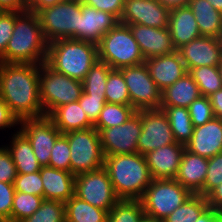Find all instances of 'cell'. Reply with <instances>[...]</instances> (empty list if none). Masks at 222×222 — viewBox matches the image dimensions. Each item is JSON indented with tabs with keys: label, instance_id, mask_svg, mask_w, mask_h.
Here are the masks:
<instances>
[{
	"label": "cell",
	"instance_id": "8fae6325",
	"mask_svg": "<svg viewBox=\"0 0 222 222\" xmlns=\"http://www.w3.org/2000/svg\"><path fill=\"white\" fill-rule=\"evenodd\" d=\"M127 85L130 105L136 110L159 109L161 90L151 78L145 63L119 69Z\"/></svg>",
	"mask_w": 222,
	"mask_h": 222
},
{
	"label": "cell",
	"instance_id": "7402d4cb",
	"mask_svg": "<svg viewBox=\"0 0 222 222\" xmlns=\"http://www.w3.org/2000/svg\"><path fill=\"white\" fill-rule=\"evenodd\" d=\"M208 170V158L184 150L176 180L193 194L203 196V186Z\"/></svg>",
	"mask_w": 222,
	"mask_h": 222
},
{
	"label": "cell",
	"instance_id": "277c9868",
	"mask_svg": "<svg viewBox=\"0 0 222 222\" xmlns=\"http://www.w3.org/2000/svg\"><path fill=\"white\" fill-rule=\"evenodd\" d=\"M98 60V45L82 40L57 39L48 43L46 63L56 72L83 81Z\"/></svg>",
	"mask_w": 222,
	"mask_h": 222
},
{
	"label": "cell",
	"instance_id": "60d3db41",
	"mask_svg": "<svg viewBox=\"0 0 222 222\" xmlns=\"http://www.w3.org/2000/svg\"><path fill=\"white\" fill-rule=\"evenodd\" d=\"M15 192L44 197L43 181L40 171L31 174H17L14 182Z\"/></svg>",
	"mask_w": 222,
	"mask_h": 222
},
{
	"label": "cell",
	"instance_id": "2e32d148",
	"mask_svg": "<svg viewBox=\"0 0 222 222\" xmlns=\"http://www.w3.org/2000/svg\"><path fill=\"white\" fill-rule=\"evenodd\" d=\"M187 72L201 66H218L222 50L216 37L201 36L177 49Z\"/></svg>",
	"mask_w": 222,
	"mask_h": 222
},
{
	"label": "cell",
	"instance_id": "f6af8a7d",
	"mask_svg": "<svg viewBox=\"0 0 222 222\" xmlns=\"http://www.w3.org/2000/svg\"><path fill=\"white\" fill-rule=\"evenodd\" d=\"M15 25V12L5 11L0 16V57L5 53Z\"/></svg>",
	"mask_w": 222,
	"mask_h": 222
},
{
	"label": "cell",
	"instance_id": "11a10c76",
	"mask_svg": "<svg viewBox=\"0 0 222 222\" xmlns=\"http://www.w3.org/2000/svg\"><path fill=\"white\" fill-rule=\"evenodd\" d=\"M169 9L180 6H187L190 0H158Z\"/></svg>",
	"mask_w": 222,
	"mask_h": 222
},
{
	"label": "cell",
	"instance_id": "836d02e7",
	"mask_svg": "<svg viewBox=\"0 0 222 222\" xmlns=\"http://www.w3.org/2000/svg\"><path fill=\"white\" fill-rule=\"evenodd\" d=\"M112 68L97 60L90 68L83 82V91L90 96H105L107 76Z\"/></svg>",
	"mask_w": 222,
	"mask_h": 222
},
{
	"label": "cell",
	"instance_id": "d6a6232c",
	"mask_svg": "<svg viewBox=\"0 0 222 222\" xmlns=\"http://www.w3.org/2000/svg\"><path fill=\"white\" fill-rule=\"evenodd\" d=\"M197 83L201 96L209 97L222 88V78L218 66H201L189 71Z\"/></svg>",
	"mask_w": 222,
	"mask_h": 222
},
{
	"label": "cell",
	"instance_id": "ee69618b",
	"mask_svg": "<svg viewBox=\"0 0 222 222\" xmlns=\"http://www.w3.org/2000/svg\"><path fill=\"white\" fill-rule=\"evenodd\" d=\"M0 147V182L14 184L17 170L6 146Z\"/></svg>",
	"mask_w": 222,
	"mask_h": 222
},
{
	"label": "cell",
	"instance_id": "83f0119b",
	"mask_svg": "<svg viewBox=\"0 0 222 222\" xmlns=\"http://www.w3.org/2000/svg\"><path fill=\"white\" fill-rule=\"evenodd\" d=\"M188 6L194 14L201 36L217 38L222 30V13L208 0H190Z\"/></svg>",
	"mask_w": 222,
	"mask_h": 222
},
{
	"label": "cell",
	"instance_id": "ba28073f",
	"mask_svg": "<svg viewBox=\"0 0 222 222\" xmlns=\"http://www.w3.org/2000/svg\"><path fill=\"white\" fill-rule=\"evenodd\" d=\"M192 195L176 179H152L140 201L145 216L163 221Z\"/></svg>",
	"mask_w": 222,
	"mask_h": 222
},
{
	"label": "cell",
	"instance_id": "52a82bcc",
	"mask_svg": "<svg viewBox=\"0 0 222 222\" xmlns=\"http://www.w3.org/2000/svg\"><path fill=\"white\" fill-rule=\"evenodd\" d=\"M37 14L48 43L57 39L79 40V22L82 17L80 0H63L41 9Z\"/></svg>",
	"mask_w": 222,
	"mask_h": 222
},
{
	"label": "cell",
	"instance_id": "7c38bea8",
	"mask_svg": "<svg viewBox=\"0 0 222 222\" xmlns=\"http://www.w3.org/2000/svg\"><path fill=\"white\" fill-rule=\"evenodd\" d=\"M104 156L138 153V138L142 131L141 115L136 111L119 126L96 129Z\"/></svg>",
	"mask_w": 222,
	"mask_h": 222
},
{
	"label": "cell",
	"instance_id": "ac0fdd59",
	"mask_svg": "<svg viewBox=\"0 0 222 222\" xmlns=\"http://www.w3.org/2000/svg\"><path fill=\"white\" fill-rule=\"evenodd\" d=\"M185 145L173 143L147 152L144 157L153 179H175Z\"/></svg>",
	"mask_w": 222,
	"mask_h": 222
},
{
	"label": "cell",
	"instance_id": "30bf717a",
	"mask_svg": "<svg viewBox=\"0 0 222 222\" xmlns=\"http://www.w3.org/2000/svg\"><path fill=\"white\" fill-rule=\"evenodd\" d=\"M74 195L107 212L120 200L104 167L75 175Z\"/></svg>",
	"mask_w": 222,
	"mask_h": 222
},
{
	"label": "cell",
	"instance_id": "c3c4849f",
	"mask_svg": "<svg viewBox=\"0 0 222 222\" xmlns=\"http://www.w3.org/2000/svg\"><path fill=\"white\" fill-rule=\"evenodd\" d=\"M19 119L12 113L7 103L3 100L0 94V129H10L11 127L19 126Z\"/></svg>",
	"mask_w": 222,
	"mask_h": 222
},
{
	"label": "cell",
	"instance_id": "f5cc1de1",
	"mask_svg": "<svg viewBox=\"0 0 222 222\" xmlns=\"http://www.w3.org/2000/svg\"><path fill=\"white\" fill-rule=\"evenodd\" d=\"M63 0H28L27 10L38 13L41 9L58 4Z\"/></svg>",
	"mask_w": 222,
	"mask_h": 222
},
{
	"label": "cell",
	"instance_id": "f35d334b",
	"mask_svg": "<svg viewBox=\"0 0 222 222\" xmlns=\"http://www.w3.org/2000/svg\"><path fill=\"white\" fill-rule=\"evenodd\" d=\"M70 146L67 137L61 134L51 150L49 167L70 172Z\"/></svg>",
	"mask_w": 222,
	"mask_h": 222
},
{
	"label": "cell",
	"instance_id": "9a60e30c",
	"mask_svg": "<svg viewBox=\"0 0 222 222\" xmlns=\"http://www.w3.org/2000/svg\"><path fill=\"white\" fill-rule=\"evenodd\" d=\"M170 9L158 0H124L119 23L154 28L169 27Z\"/></svg>",
	"mask_w": 222,
	"mask_h": 222
},
{
	"label": "cell",
	"instance_id": "f546056e",
	"mask_svg": "<svg viewBox=\"0 0 222 222\" xmlns=\"http://www.w3.org/2000/svg\"><path fill=\"white\" fill-rule=\"evenodd\" d=\"M160 109L164 111L168 118L175 141L185 145L192 138L194 130L188 108L161 106Z\"/></svg>",
	"mask_w": 222,
	"mask_h": 222
},
{
	"label": "cell",
	"instance_id": "5b68a950",
	"mask_svg": "<svg viewBox=\"0 0 222 222\" xmlns=\"http://www.w3.org/2000/svg\"><path fill=\"white\" fill-rule=\"evenodd\" d=\"M98 60L112 69L137 66L145 58L127 25L118 23L109 30L98 44Z\"/></svg>",
	"mask_w": 222,
	"mask_h": 222
},
{
	"label": "cell",
	"instance_id": "6f0895ef",
	"mask_svg": "<svg viewBox=\"0 0 222 222\" xmlns=\"http://www.w3.org/2000/svg\"><path fill=\"white\" fill-rule=\"evenodd\" d=\"M141 222H163V221H160V220L154 219V218H150L148 216H144V218L141 220Z\"/></svg>",
	"mask_w": 222,
	"mask_h": 222
},
{
	"label": "cell",
	"instance_id": "680465c9",
	"mask_svg": "<svg viewBox=\"0 0 222 222\" xmlns=\"http://www.w3.org/2000/svg\"><path fill=\"white\" fill-rule=\"evenodd\" d=\"M217 39H218L219 45H220L221 50H222V30L220 31V33H219Z\"/></svg>",
	"mask_w": 222,
	"mask_h": 222
},
{
	"label": "cell",
	"instance_id": "ab89813d",
	"mask_svg": "<svg viewBox=\"0 0 222 222\" xmlns=\"http://www.w3.org/2000/svg\"><path fill=\"white\" fill-rule=\"evenodd\" d=\"M189 115L194 127L202 126L206 122L214 119L213 107L206 96H200L194 100L188 107Z\"/></svg>",
	"mask_w": 222,
	"mask_h": 222
},
{
	"label": "cell",
	"instance_id": "6125c7cd",
	"mask_svg": "<svg viewBox=\"0 0 222 222\" xmlns=\"http://www.w3.org/2000/svg\"><path fill=\"white\" fill-rule=\"evenodd\" d=\"M5 12V10H3V8L0 6V16Z\"/></svg>",
	"mask_w": 222,
	"mask_h": 222
},
{
	"label": "cell",
	"instance_id": "4316f807",
	"mask_svg": "<svg viewBox=\"0 0 222 222\" xmlns=\"http://www.w3.org/2000/svg\"><path fill=\"white\" fill-rule=\"evenodd\" d=\"M48 117L62 134L88 129L94 125L78 101L57 107Z\"/></svg>",
	"mask_w": 222,
	"mask_h": 222
},
{
	"label": "cell",
	"instance_id": "f907efd6",
	"mask_svg": "<svg viewBox=\"0 0 222 222\" xmlns=\"http://www.w3.org/2000/svg\"><path fill=\"white\" fill-rule=\"evenodd\" d=\"M0 6L7 12H21L27 10L28 0H0Z\"/></svg>",
	"mask_w": 222,
	"mask_h": 222
},
{
	"label": "cell",
	"instance_id": "5bb4252c",
	"mask_svg": "<svg viewBox=\"0 0 222 222\" xmlns=\"http://www.w3.org/2000/svg\"><path fill=\"white\" fill-rule=\"evenodd\" d=\"M19 126V129L28 138L37 161L41 166H48L51 150L62 133L48 116L24 118L20 120Z\"/></svg>",
	"mask_w": 222,
	"mask_h": 222
},
{
	"label": "cell",
	"instance_id": "3957f363",
	"mask_svg": "<svg viewBox=\"0 0 222 222\" xmlns=\"http://www.w3.org/2000/svg\"><path fill=\"white\" fill-rule=\"evenodd\" d=\"M104 168L120 200H140L153 179L140 153L105 156Z\"/></svg>",
	"mask_w": 222,
	"mask_h": 222
},
{
	"label": "cell",
	"instance_id": "7bdbcfd3",
	"mask_svg": "<svg viewBox=\"0 0 222 222\" xmlns=\"http://www.w3.org/2000/svg\"><path fill=\"white\" fill-rule=\"evenodd\" d=\"M79 105L82 107L84 112L87 114L88 119L95 124L99 118L100 112L106 103L105 96H90L84 91L78 100Z\"/></svg>",
	"mask_w": 222,
	"mask_h": 222
},
{
	"label": "cell",
	"instance_id": "cb8c5ba5",
	"mask_svg": "<svg viewBox=\"0 0 222 222\" xmlns=\"http://www.w3.org/2000/svg\"><path fill=\"white\" fill-rule=\"evenodd\" d=\"M169 31L176 50L201 37L194 14L188 5L170 9Z\"/></svg>",
	"mask_w": 222,
	"mask_h": 222
},
{
	"label": "cell",
	"instance_id": "8992f818",
	"mask_svg": "<svg viewBox=\"0 0 222 222\" xmlns=\"http://www.w3.org/2000/svg\"><path fill=\"white\" fill-rule=\"evenodd\" d=\"M83 82L53 70L46 62L39 65V96L45 116L57 107L79 100Z\"/></svg>",
	"mask_w": 222,
	"mask_h": 222
},
{
	"label": "cell",
	"instance_id": "91938a15",
	"mask_svg": "<svg viewBox=\"0 0 222 222\" xmlns=\"http://www.w3.org/2000/svg\"><path fill=\"white\" fill-rule=\"evenodd\" d=\"M218 68H219V72H220V75H221V78H222V59H221V62L219 63V65H218Z\"/></svg>",
	"mask_w": 222,
	"mask_h": 222
},
{
	"label": "cell",
	"instance_id": "603a6c76",
	"mask_svg": "<svg viewBox=\"0 0 222 222\" xmlns=\"http://www.w3.org/2000/svg\"><path fill=\"white\" fill-rule=\"evenodd\" d=\"M40 176L43 181L44 200L66 202L74 195L75 175L71 172L42 166Z\"/></svg>",
	"mask_w": 222,
	"mask_h": 222
},
{
	"label": "cell",
	"instance_id": "484cf974",
	"mask_svg": "<svg viewBox=\"0 0 222 222\" xmlns=\"http://www.w3.org/2000/svg\"><path fill=\"white\" fill-rule=\"evenodd\" d=\"M201 96L197 83L189 72L178 79L174 84L161 91V106L189 105Z\"/></svg>",
	"mask_w": 222,
	"mask_h": 222
},
{
	"label": "cell",
	"instance_id": "1f68e13d",
	"mask_svg": "<svg viewBox=\"0 0 222 222\" xmlns=\"http://www.w3.org/2000/svg\"><path fill=\"white\" fill-rule=\"evenodd\" d=\"M135 112L136 110L131 105L105 103L93 127L104 129L119 126L124 124Z\"/></svg>",
	"mask_w": 222,
	"mask_h": 222
},
{
	"label": "cell",
	"instance_id": "7dc6e473",
	"mask_svg": "<svg viewBox=\"0 0 222 222\" xmlns=\"http://www.w3.org/2000/svg\"><path fill=\"white\" fill-rule=\"evenodd\" d=\"M81 3L92 6L97 10L108 12L114 15L118 20L121 17L124 8V0H80Z\"/></svg>",
	"mask_w": 222,
	"mask_h": 222
},
{
	"label": "cell",
	"instance_id": "d590c367",
	"mask_svg": "<svg viewBox=\"0 0 222 222\" xmlns=\"http://www.w3.org/2000/svg\"><path fill=\"white\" fill-rule=\"evenodd\" d=\"M105 97L106 103L130 105V96L125 78L119 69H112L109 72L106 82Z\"/></svg>",
	"mask_w": 222,
	"mask_h": 222
},
{
	"label": "cell",
	"instance_id": "d4e9b609",
	"mask_svg": "<svg viewBox=\"0 0 222 222\" xmlns=\"http://www.w3.org/2000/svg\"><path fill=\"white\" fill-rule=\"evenodd\" d=\"M12 135L10 144L5 146L12 156L17 174H31L40 171L42 166L37 161L26 135L20 129L16 133H12Z\"/></svg>",
	"mask_w": 222,
	"mask_h": 222
},
{
	"label": "cell",
	"instance_id": "db71d44e",
	"mask_svg": "<svg viewBox=\"0 0 222 222\" xmlns=\"http://www.w3.org/2000/svg\"><path fill=\"white\" fill-rule=\"evenodd\" d=\"M196 222H222V213L208 207Z\"/></svg>",
	"mask_w": 222,
	"mask_h": 222
},
{
	"label": "cell",
	"instance_id": "b9f144b4",
	"mask_svg": "<svg viewBox=\"0 0 222 222\" xmlns=\"http://www.w3.org/2000/svg\"><path fill=\"white\" fill-rule=\"evenodd\" d=\"M222 183V153L208 158V170L203 186V197Z\"/></svg>",
	"mask_w": 222,
	"mask_h": 222
},
{
	"label": "cell",
	"instance_id": "f1b7e54d",
	"mask_svg": "<svg viewBox=\"0 0 222 222\" xmlns=\"http://www.w3.org/2000/svg\"><path fill=\"white\" fill-rule=\"evenodd\" d=\"M66 222H107L108 212L75 195L65 202Z\"/></svg>",
	"mask_w": 222,
	"mask_h": 222
},
{
	"label": "cell",
	"instance_id": "e575fe53",
	"mask_svg": "<svg viewBox=\"0 0 222 222\" xmlns=\"http://www.w3.org/2000/svg\"><path fill=\"white\" fill-rule=\"evenodd\" d=\"M144 216L140 200H119L108 212L107 222H141Z\"/></svg>",
	"mask_w": 222,
	"mask_h": 222
},
{
	"label": "cell",
	"instance_id": "94428289",
	"mask_svg": "<svg viewBox=\"0 0 222 222\" xmlns=\"http://www.w3.org/2000/svg\"><path fill=\"white\" fill-rule=\"evenodd\" d=\"M0 222H8V220L0 214Z\"/></svg>",
	"mask_w": 222,
	"mask_h": 222
},
{
	"label": "cell",
	"instance_id": "d6986e66",
	"mask_svg": "<svg viewBox=\"0 0 222 222\" xmlns=\"http://www.w3.org/2000/svg\"><path fill=\"white\" fill-rule=\"evenodd\" d=\"M185 149L205 158L222 153V119L214 118L202 126L194 127Z\"/></svg>",
	"mask_w": 222,
	"mask_h": 222
},
{
	"label": "cell",
	"instance_id": "681fc988",
	"mask_svg": "<svg viewBox=\"0 0 222 222\" xmlns=\"http://www.w3.org/2000/svg\"><path fill=\"white\" fill-rule=\"evenodd\" d=\"M207 203L209 207L217 212L222 213V183L214 188L207 196Z\"/></svg>",
	"mask_w": 222,
	"mask_h": 222
},
{
	"label": "cell",
	"instance_id": "9f6ffc18",
	"mask_svg": "<svg viewBox=\"0 0 222 222\" xmlns=\"http://www.w3.org/2000/svg\"><path fill=\"white\" fill-rule=\"evenodd\" d=\"M210 4L222 13V0H208Z\"/></svg>",
	"mask_w": 222,
	"mask_h": 222
},
{
	"label": "cell",
	"instance_id": "e0dca14e",
	"mask_svg": "<svg viewBox=\"0 0 222 222\" xmlns=\"http://www.w3.org/2000/svg\"><path fill=\"white\" fill-rule=\"evenodd\" d=\"M138 43L145 59L177 51L166 28H154L139 24L127 25Z\"/></svg>",
	"mask_w": 222,
	"mask_h": 222
},
{
	"label": "cell",
	"instance_id": "7a4b0ae2",
	"mask_svg": "<svg viewBox=\"0 0 222 222\" xmlns=\"http://www.w3.org/2000/svg\"><path fill=\"white\" fill-rule=\"evenodd\" d=\"M48 42L44 37L38 14L29 10L15 12V25L3 63L43 64L47 60Z\"/></svg>",
	"mask_w": 222,
	"mask_h": 222
},
{
	"label": "cell",
	"instance_id": "6da1fadb",
	"mask_svg": "<svg viewBox=\"0 0 222 222\" xmlns=\"http://www.w3.org/2000/svg\"><path fill=\"white\" fill-rule=\"evenodd\" d=\"M0 94L20 120L45 116L39 96V65L0 62Z\"/></svg>",
	"mask_w": 222,
	"mask_h": 222
},
{
	"label": "cell",
	"instance_id": "4fadbf2b",
	"mask_svg": "<svg viewBox=\"0 0 222 222\" xmlns=\"http://www.w3.org/2000/svg\"><path fill=\"white\" fill-rule=\"evenodd\" d=\"M142 131L138 138V153L147 152L176 143L168 118L162 109L139 110Z\"/></svg>",
	"mask_w": 222,
	"mask_h": 222
},
{
	"label": "cell",
	"instance_id": "9c48e42d",
	"mask_svg": "<svg viewBox=\"0 0 222 222\" xmlns=\"http://www.w3.org/2000/svg\"><path fill=\"white\" fill-rule=\"evenodd\" d=\"M70 146V172L77 175L104 167L105 156L99 132L94 128L64 133Z\"/></svg>",
	"mask_w": 222,
	"mask_h": 222
},
{
	"label": "cell",
	"instance_id": "bcb514c9",
	"mask_svg": "<svg viewBox=\"0 0 222 222\" xmlns=\"http://www.w3.org/2000/svg\"><path fill=\"white\" fill-rule=\"evenodd\" d=\"M15 194L14 184L0 182V214L11 222V209Z\"/></svg>",
	"mask_w": 222,
	"mask_h": 222
},
{
	"label": "cell",
	"instance_id": "8d00e7d4",
	"mask_svg": "<svg viewBox=\"0 0 222 222\" xmlns=\"http://www.w3.org/2000/svg\"><path fill=\"white\" fill-rule=\"evenodd\" d=\"M43 201L44 197L15 192L11 209V222H20L30 217L40 208Z\"/></svg>",
	"mask_w": 222,
	"mask_h": 222
},
{
	"label": "cell",
	"instance_id": "74e56055",
	"mask_svg": "<svg viewBox=\"0 0 222 222\" xmlns=\"http://www.w3.org/2000/svg\"><path fill=\"white\" fill-rule=\"evenodd\" d=\"M20 222H66L65 202L44 200L37 211Z\"/></svg>",
	"mask_w": 222,
	"mask_h": 222
},
{
	"label": "cell",
	"instance_id": "ffe728a7",
	"mask_svg": "<svg viewBox=\"0 0 222 222\" xmlns=\"http://www.w3.org/2000/svg\"><path fill=\"white\" fill-rule=\"evenodd\" d=\"M81 12L79 40L82 41L98 45L101 38L119 23V20L114 15L97 10L84 3H81Z\"/></svg>",
	"mask_w": 222,
	"mask_h": 222
},
{
	"label": "cell",
	"instance_id": "4dcf8cb0",
	"mask_svg": "<svg viewBox=\"0 0 222 222\" xmlns=\"http://www.w3.org/2000/svg\"><path fill=\"white\" fill-rule=\"evenodd\" d=\"M209 207L206 197L193 194L182 205L168 215L163 222H196Z\"/></svg>",
	"mask_w": 222,
	"mask_h": 222
},
{
	"label": "cell",
	"instance_id": "44dd1931",
	"mask_svg": "<svg viewBox=\"0 0 222 222\" xmlns=\"http://www.w3.org/2000/svg\"><path fill=\"white\" fill-rule=\"evenodd\" d=\"M144 63L161 91L187 73L185 64L177 51L145 59Z\"/></svg>",
	"mask_w": 222,
	"mask_h": 222
},
{
	"label": "cell",
	"instance_id": "816d5d0a",
	"mask_svg": "<svg viewBox=\"0 0 222 222\" xmlns=\"http://www.w3.org/2000/svg\"><path fill=\"white\" fill-rule=\"evenodd\" d=\"M210 104L213 107L215 118L222 119V88L210 95Z\"/></svg>",
	"mask_w": 222,
	"mask_h": 222
}]
</instances>
